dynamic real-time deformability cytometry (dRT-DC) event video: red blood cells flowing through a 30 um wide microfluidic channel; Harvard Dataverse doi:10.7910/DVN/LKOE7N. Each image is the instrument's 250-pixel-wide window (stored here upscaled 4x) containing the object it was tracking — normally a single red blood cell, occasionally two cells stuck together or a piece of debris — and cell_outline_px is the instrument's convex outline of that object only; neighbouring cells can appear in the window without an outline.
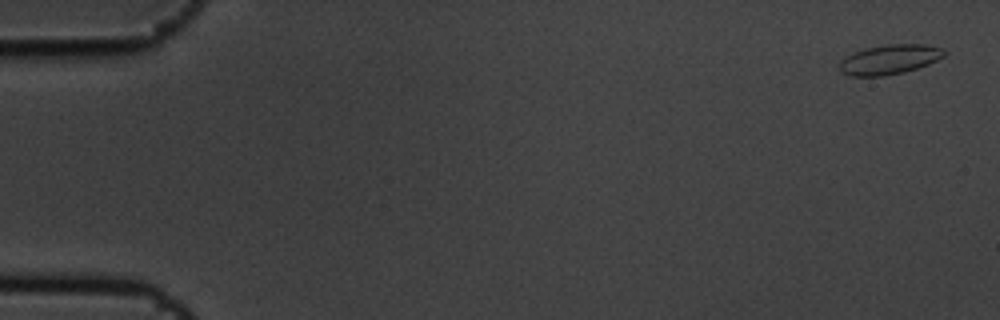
{"species": "common noctule bat (a hibernating species)", "species_latin": "Nyctalus noctula", "temperature_condition": "cold", "stored_images_in_passage": 6, "camera_frame_rate_fps": 3000, "um_per_image_px": 0.085, "animal": {"sex": "male", "body_mass_g": 19.5, "forearm_length_mm": 54.6}, "frame": {"image": 1, "passage_image": 1, "time_ms": 0.0, "image_size_px": [1000, 320], "cell_outline_px": [[944, 56], [928, 64], [904, 72], [884, 76], [848, 76], [840, 72], [840, 60], [844, 56], [852, 52], [864, 48], [888, 44], [924, 44], [944, 48]], "centroid_in_image_um": [75.56, 5.05], "position_along_channel_um": 9.4, "area_um2": 18.26}}
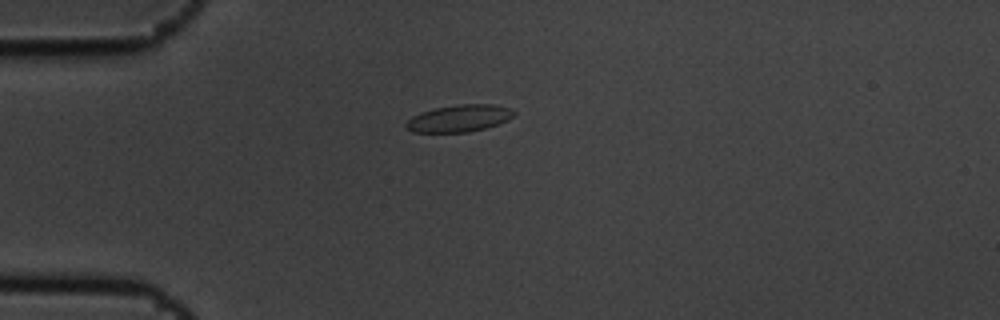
{"frame": {"image": 2, "passage_image": 5, "time_ms": 1.333, "image_size_px": [1000, 320], "cell_outline_px": [[516, 112], [508, 120], [484, 128], [468, 132], [412, 132], [404, 124], [412, 116], [420, 112], [436, 108], [456, 104], [496, 104], [512, 108]], "centroid_in_image_um": [39.04, 10.04], "position_along_channel_um": 46.0, "area_um2": 16.99}}